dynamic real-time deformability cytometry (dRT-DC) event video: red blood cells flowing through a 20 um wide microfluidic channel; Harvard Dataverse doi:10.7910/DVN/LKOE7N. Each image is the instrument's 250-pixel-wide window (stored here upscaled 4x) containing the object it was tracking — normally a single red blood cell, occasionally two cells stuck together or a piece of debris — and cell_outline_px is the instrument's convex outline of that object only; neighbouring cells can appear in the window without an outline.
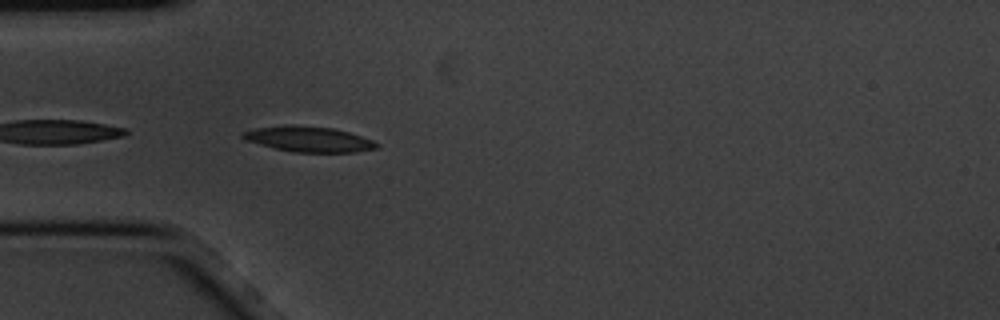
{"species": "common noctule bat (a hibernating species)", "species_latin": "Nyctalus noctula", "temperature_condition": "cold", "stored_images_in_passage": 5, "camera_frame_rate_fps": 3000, "um_per_image_px": 0.085, "animal": {"sex": "male", "body_mass_g": 20.1, "forearm_length_mm": 53.5}, "frame": {"image": 1, "passage_image": 5, "time_ms": 1.333, "image_size_px": [1000, 320], "cell_outline_px": [[380, 144], [376, 148], [352, 152], [292, 152], [244, 140], [240, 136], [240, 132], [256, 128], [284, 124], [292, 124], [332, 128], [348, 132], [372, 140]], "centroid_in_image_um": [26.18, 11.81], "position_along_channel_um": 58.8, "area_um2": 19.83}}